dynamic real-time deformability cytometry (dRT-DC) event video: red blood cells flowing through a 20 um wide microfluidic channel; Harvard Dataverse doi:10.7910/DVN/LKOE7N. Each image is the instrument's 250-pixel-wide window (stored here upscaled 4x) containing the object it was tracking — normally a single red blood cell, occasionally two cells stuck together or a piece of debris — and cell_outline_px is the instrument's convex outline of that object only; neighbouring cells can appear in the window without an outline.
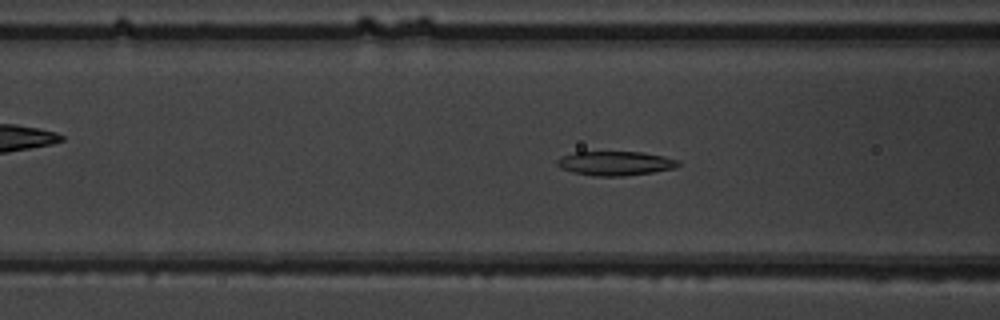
{"species": "common noctule bat (a hibernating species)", "species_latin": "Nyctalus noctula", "temperature_condition": "warm", "stored_images_in_passage": 51, "camera_frame_rate_fps": 3000, "um_per_image_px": 0.085, "animal": {"sex": "male", "body_mass_g": 19.5, "forearm_length_mm": 54.6}, "frame": {"image": 1, "passage_image": 20, "time_ms": 6.333, "image_size_px": [1000, 320], "cell_outline_px": [[680, 164], [676, 168], [652, 172], [624, 176], [596, 176], [572, 172], [560, 168], [556, 164], [556, 160], [560, 156], [576, 152], [640, 152], [664, 156], [680, 160]], "centroid_in_image_um": [52.3, 13.88], "position_along_channel_um": 114.3, "area_um2": 17.17}}
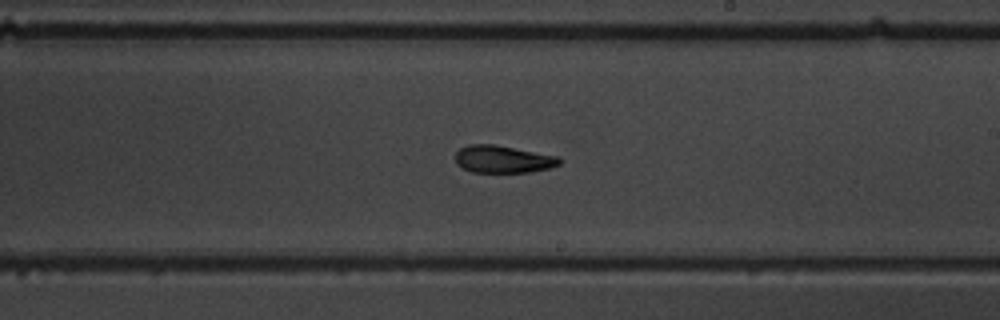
{"frame": {"image": 2, "passage_image": 30, "time_ms": 9.667, "image_size_px": [1000, 320], "cell_outline_px": [[564, 160], [560, 164], [548, 168], [532, 172], [472, 172], [456, 164], [456, 152], [460, 148], [468, 144], [492, 144], [560, 156]], "centroid_in_image_um": [42.79, 13.53], "position_along_channel_um": 246.2, "area_um2": 16.7}}
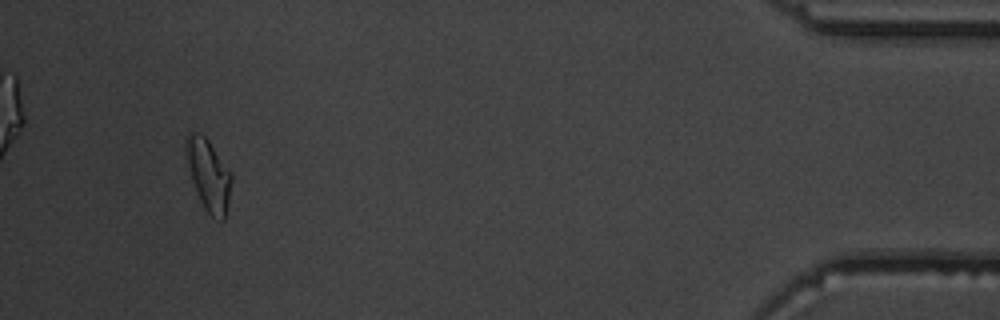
{"frame": {"image": 3, "passage_image": 48, "time_ms": 15.667, "image_size_px": [1000, 320], "cell_outline_px": [[232, 180], [224, 220], [220, 220], [212, 216], [204, 208], [200, 200], [192, 180], [184, 148], [184, 140], [188, 132], [200, 132], [208, 140], [232, 172]], "centroid_in_image_um": [17.71, 14.81], "position_along_channel_um": 417.5, "area_um2": 18.84}, "authors_computed_cell_mechanics": {"area_um2": 17.7446, "velocity_mm_per_s": 3.9703, "shape_relaxation_time_tau1_ms": null, "shape_relaxation_time_tau2_ms": 5.0265, "deformation_change_tau1": null, "deformation_change_tau2": 0.1342}}